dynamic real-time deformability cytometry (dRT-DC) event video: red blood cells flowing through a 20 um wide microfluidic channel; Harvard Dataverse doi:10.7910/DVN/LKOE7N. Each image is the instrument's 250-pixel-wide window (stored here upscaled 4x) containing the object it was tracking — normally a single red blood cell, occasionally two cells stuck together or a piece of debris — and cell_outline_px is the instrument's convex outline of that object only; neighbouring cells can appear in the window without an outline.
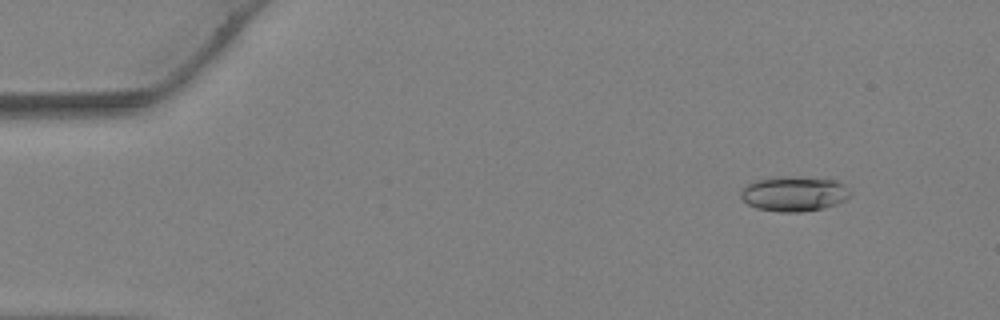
{"species": "Egyptian fruit bat (a non-hibernating species)", "species_latin": "Rousettus aegyptiacus", "temperature_condition": "warm", "stored_images_in_passage": 12, "camera_frame_rate_fps": 3000, "um_per_image_px": 0.085, "animal": {"sex": "female"}, "frame": {"image": 1, "passage_image": 4, "time_ms": 1.0, "image_size_px": [1000, 320], "cell_outline_px": [[852, 192], [844, 200], [836, 204], [824, 208], [800, 212], [780, 212], [756, 208], [748, 204], [740, 196], [740, 192], [748, 184], [756, 180], [772, 176], [796, 176], [836, 180], [844, 184]], "centroid_in_image_um": [67.5, 16.46], "position_along_channel_um": 17.5, "area_um2": 22.48}}